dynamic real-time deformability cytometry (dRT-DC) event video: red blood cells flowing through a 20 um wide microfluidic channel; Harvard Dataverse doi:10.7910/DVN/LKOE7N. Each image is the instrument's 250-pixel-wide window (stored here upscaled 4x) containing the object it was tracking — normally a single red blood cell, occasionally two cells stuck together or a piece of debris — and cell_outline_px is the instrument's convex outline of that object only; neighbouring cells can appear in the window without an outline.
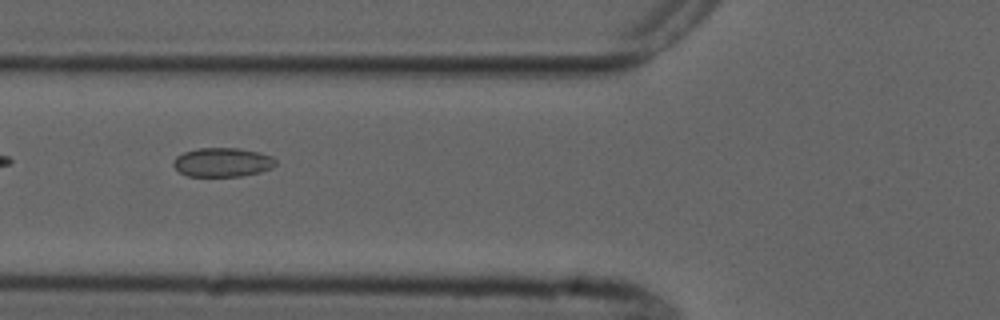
{"species": "common noctule bat (a hibernating species)", "species_latin": "Nyctalus noctula", "temperature_condition": "cold", "stored_images_in_passage": 13, "camera_frame_rate_fps": 3000, "um_per_image_px": 0.085, "animal": {"sex": "male", "forearm_length_mm": 52.5}, "frame": {"image": 1, "passage_image": 4, "time_ms": 3.667, "image_size_px": [1000, 320], "cell_outline_px": [[276, 164], [272, 168], [260, 172], [240, 176], [188, 176], [180, 172], [172, 164], [172, 160], [176, 156], [184, 152], [200, 148], [236, 148], [260, 152], [272, 156], [276, 160]], "centroid_in_image_um": [18.91, 13.79], "position_along_channel_um": 106.9, "area_um2": 17.34}}
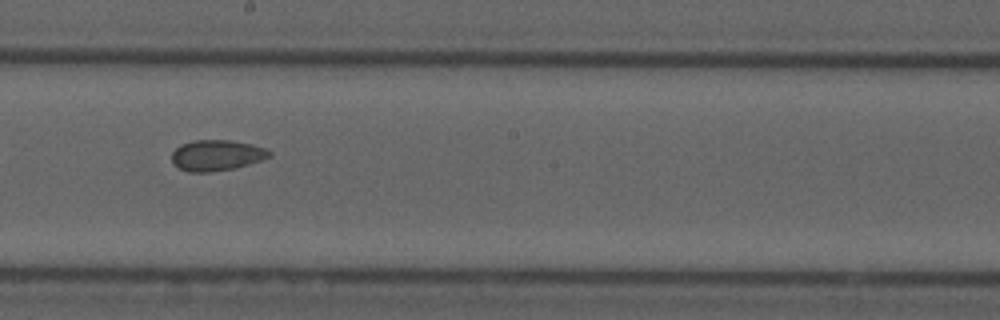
{"frame": {"image": 2, "passage_image": 7, "time_ms": 7.0, "image_size_px": [1000, 320], "cell_outline_px": [[272, 156], [236, 168], [212, 172], [188, 172], [172, 164], [172, 152], [180, 144], [192, 140], [228, 140], [252, 144], [264, 148], [272, 152]], "centroid_in_image_um": [18.39, 13.2], "position_along_channel_um": 229.8, "area_um2": 17.63}}
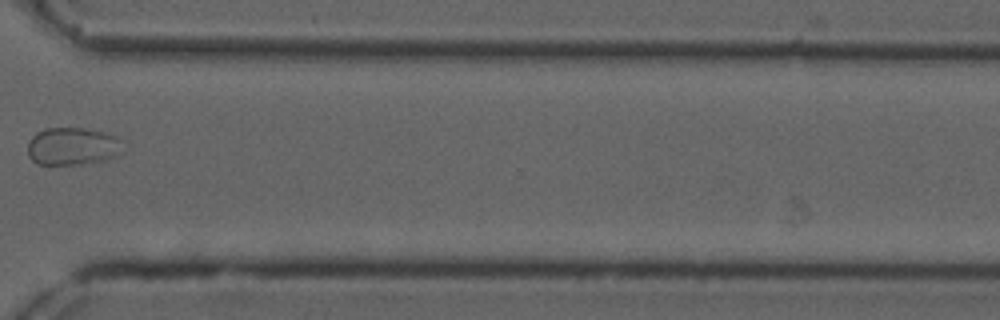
{"frame": {"image": 3, "passage_image": 10, "time_ms": 10.667, "image_size_px": [1000, 320], "cell_outline_px": [[120, 152], [104, 160], [80, 164], [36, 164], [28, 156], [28, 144], [32, 136], [36, 132], [44, 128], [84, 128], [104, 132], [116, 136], [120, 140]], "centroid_in_image_um": [6.1, 12.42], "position_along_channel_um": 364.5, "area_um2": 20.69}, "authors_computed_cell_mechanics": {"area_um2": 18.7272, "velocity_mm_per_s": 3.6669, "shape_relaxation_time_tau1_ms": 2.6987, "shape_relaxation_time_tau2_ms": 1.454, "deformation_change_tau1": 0.197, "deformation_change_tau2": 0.0465}}